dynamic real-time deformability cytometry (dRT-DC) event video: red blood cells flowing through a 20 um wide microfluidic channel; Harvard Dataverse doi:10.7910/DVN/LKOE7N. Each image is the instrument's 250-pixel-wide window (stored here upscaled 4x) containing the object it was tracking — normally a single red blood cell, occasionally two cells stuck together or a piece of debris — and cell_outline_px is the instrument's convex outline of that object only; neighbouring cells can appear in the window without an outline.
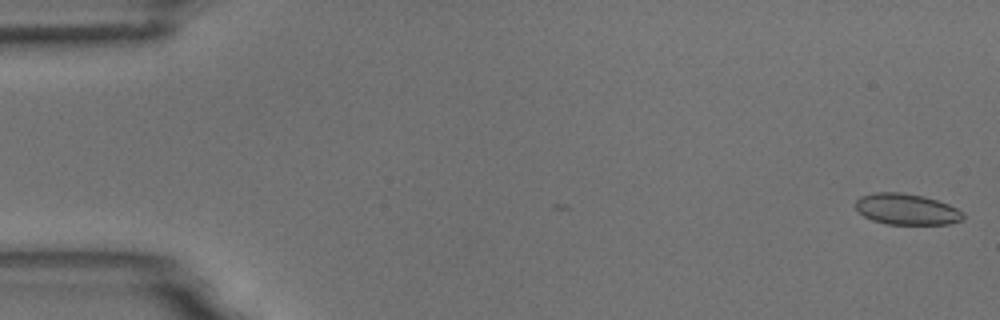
{"species": "common noctule bat (a hibernating species)", "species_latin": "Nyctalus noctula", "temperature_condition": "room temperature", "stored_images_in_passage": 3, "camera_frame_rate_fps": 3000, "um_per_image_px": 0.085, "animal": {"sex": "male", "body_mass_g": 18.8}, "frame": {"image": 1, "passage_image": 1, "time_ms": 0.0, "image_size_px": [1000, 320], "cell_outline_px": [[964, 220], [948, 224], [884, 224], [872, 220], [864, 216], [856, 208], [856, 200], [860, 196], [876, 192], [900, 192], [924, 196], [948, 204], [964, 212]], "centroid_in_image_um": [77.07, 17.79], "position_along_channel_um": 7.9, "area_um2": 19.54}}